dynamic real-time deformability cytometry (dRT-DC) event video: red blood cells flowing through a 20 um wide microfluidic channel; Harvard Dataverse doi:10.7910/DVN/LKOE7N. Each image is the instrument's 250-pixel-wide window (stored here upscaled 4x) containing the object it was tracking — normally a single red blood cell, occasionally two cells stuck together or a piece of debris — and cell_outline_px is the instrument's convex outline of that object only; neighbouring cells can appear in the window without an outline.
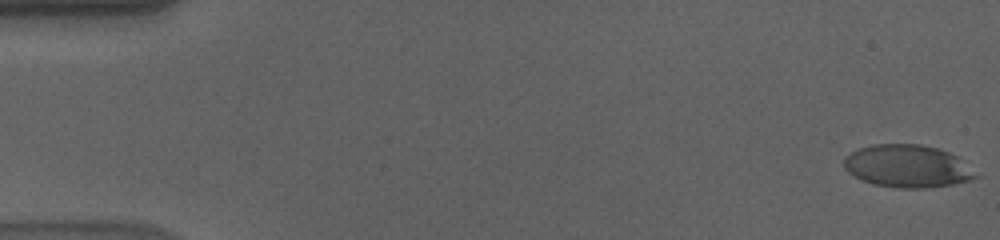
{"species": "human", "species_latin": "Homo sapiens", "temperature_condition": "cold", "stored_images_in_passage": 58, "segment_of_instrument_passage": [1, 2], "camera_frame_rate_fps": 3000, "um_per_image_px": 0.085, "donor": {"sex": "male"}, "frame": {"image": 1, "passage_image": 1, "time_ms": 0.0, "image_size_px": [1000, 240], "cell_outline_px": [[980, 176], [972, 180], [952, 184], [924, 188], [896, 188], [872, 184], [848, 172], [844, 168], [844, 160], [852, 152], [860, 148], [872, 144], [920, 144], [936, 148], [948, 152], [956, 156]], "centroid_in_image_um": [77.14, 14.13], "position_along_channel_um": 7.9, "area_um2": 32.43}}
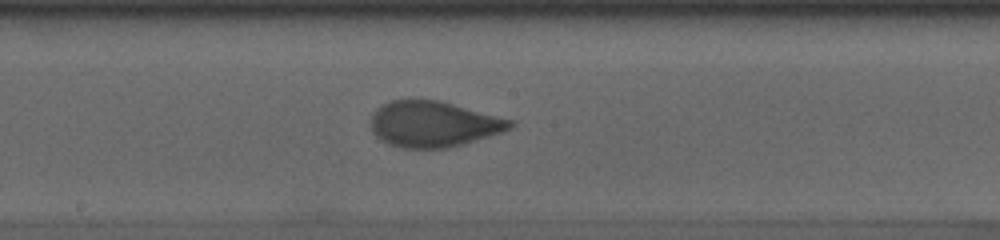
{"frame": {"image": 2, "passage_image": 31, "time_ms": 10.0, "image_size_px": [1000, 240], "cell_outline_px": [[516, 124], [512, 128], [464, 144], [448, 148], [400, 148], [388, 144], [380, 140], [372, 132], [372, 116], [376, 108], [392, 100], [440, 100], [516, 120]], "centroid_in_image_um": [36.88, 10.55], "position_along_channel_um": 211.3, "area_um2": 37.4}}
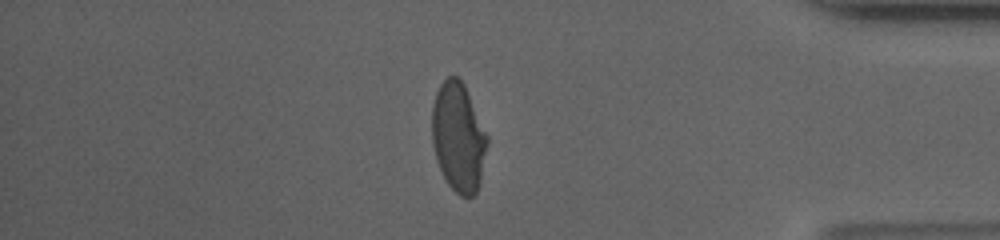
{"frame": {"image": 3, "passage_image": 49, "time_ms": 16.0, "image_size_px": [1000, 240], "cell_outline_px": [[488, 144], [480, 180], [476, 192], [472, 196], [460, 196], [448, 184], [436, 160], [432, 144], [432, 104], [436, 92], [440, 84], [448, 76], [456, 76], [464, 84], [488, 136]], "centroid_in_image_um": [38.95, 11.64], "position_along_channel_um": 396.3, "area_um2": 35.03}}